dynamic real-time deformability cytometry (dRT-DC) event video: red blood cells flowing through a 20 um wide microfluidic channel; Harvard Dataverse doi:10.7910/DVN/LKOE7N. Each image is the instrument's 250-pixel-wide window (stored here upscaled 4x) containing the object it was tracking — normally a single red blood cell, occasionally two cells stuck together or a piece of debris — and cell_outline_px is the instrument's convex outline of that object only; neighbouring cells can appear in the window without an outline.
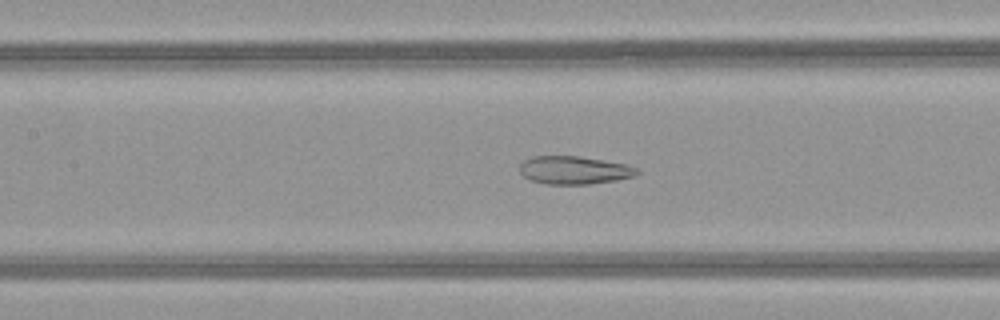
{"species": "common noctule bat (a hibernating species)", "species_latin": "Nyctalus noctula", "temperature_condition": "warm", "stored_images_in_passage": 49, "camera_frame_rate_fps": 3000, "um_per_image_px": 0.085, "animal": {"sex": "female", "body_mass_g": 21.9}, "frame": {"image": 1, "passage_image": 22, "time_ms": 7.0, "image_size_px": [1000, 320], "cell_outline_px": [[640, 172], [636, 176], [616, 180], [588, 184], [544, 184], [528, 180], [520, 172], [520, 164], [524, 160], [532, 156], [580, 156], [628, 164], [636, 168]], "centroid_in_image_um": [48.8, 14.46], "position_along_channel_um": 158.6, "area_um2": 19.36}}
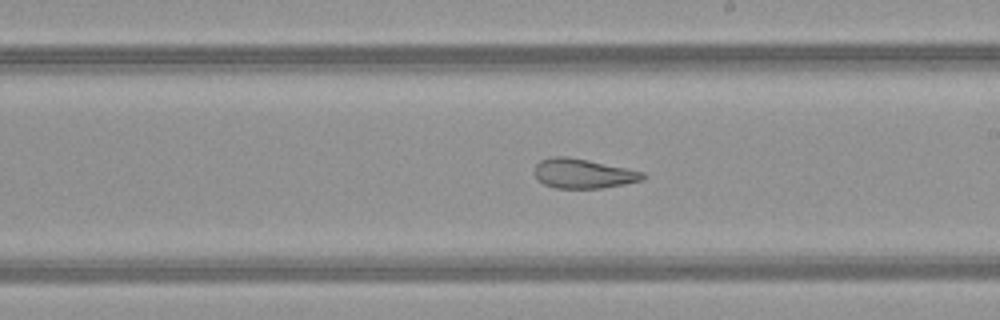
{"frame": {"image": 2, "passage_image": 28, "time_ms": 9.0, "image_size_px": [1000, 320], "cell_outline_px": [[648, 176], [644, 180], [624, 184], [600, 188], [556, 188], [544, 184], [536, 176], [536, 164], [540, 160], [552, 156], [568, 156], [588, 160], [644, 172]], "centroid_in_image_um": [49.6, 14.75], "position_along_channel_um": 239.4, "area_um2": 18.55}}
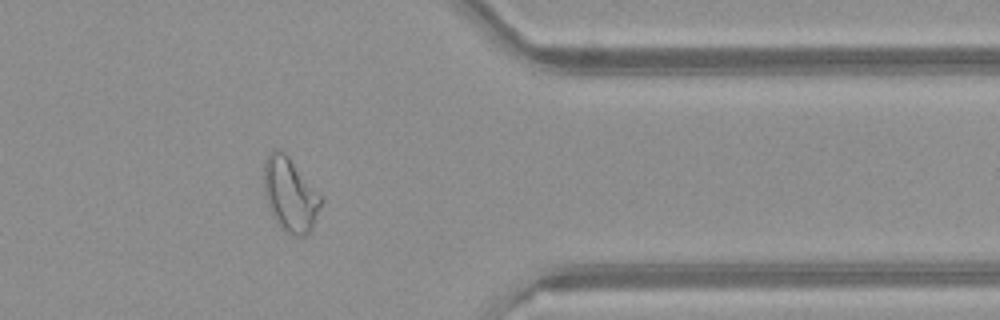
{"frame": {"image": 3, "passage_image": 40, "time_ms": 13.0, "image_size_px": [1000, 320], "cell_outline_px": [[324, 200], [312, 228], [304, 236], [292, 236], [284, 232], [280, 228], [272, 216], [264, 192], [264, 164], [268, 152], [276, 148], [280, 148], [288, 156], [320, 192]], "centroid_in_image_um": [24.67, 16.54], "position_along_channel_um": 386.7, "area_um2": 25.03}, "authors_computed_cell_mechanics": {"area_um2": 25.2586, "velocity_mm_per_s": 4.0585, "shape_relaxation_time_tau1_ms": null, "shape_relaxation_time_tau2_ms": 1.4474, "deformation_change_tau1": null, "deformation_change_tau2": 0.0888}}